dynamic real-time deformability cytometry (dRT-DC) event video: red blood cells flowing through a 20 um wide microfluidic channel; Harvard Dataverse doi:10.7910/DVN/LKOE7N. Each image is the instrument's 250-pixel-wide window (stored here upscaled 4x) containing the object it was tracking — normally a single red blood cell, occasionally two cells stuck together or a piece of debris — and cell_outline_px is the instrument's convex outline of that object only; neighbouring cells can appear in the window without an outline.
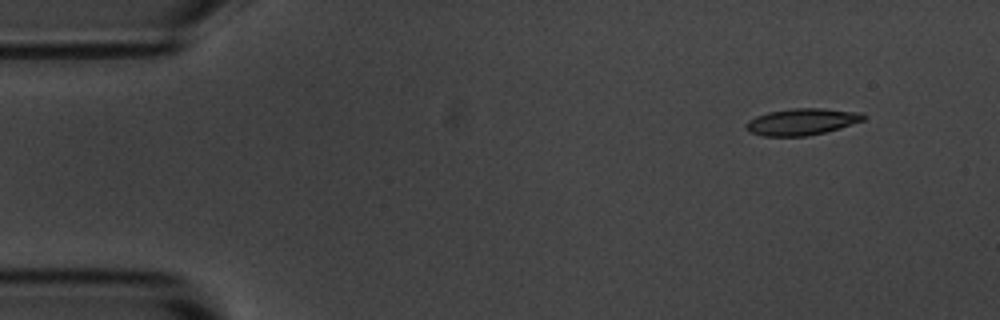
{"species": "common noctule bat (a hibernating species)", "species_latin": "Nyctalus noctula", "temperature_condition": "room temperature", "stored_images_in_passage": 5, "camera_frame_rate_fps": 3000, "um_per_image_px": 0.085, "animal": {"sex": "male", "body_mass_g": 20.1, "forearm_length_mm": 53.5}, "frame": {"image": 1, "passage_image": 1, "time_ms": 0.0, "image_size_px": [1000, 320], "cell_outline_px": [[864, 120], [840, 128], [808, 136], [764, 136], [748, 132], [744, 128], [744, 124], [748, 120], [756, 116], [768, 112], [792, 108], [820, 108], [860, 112], [864, 116]], "centroid_in_image_um": [68.09, 10.35], "position_along_channel_um": 16.9, "area_um2": 18.26}}
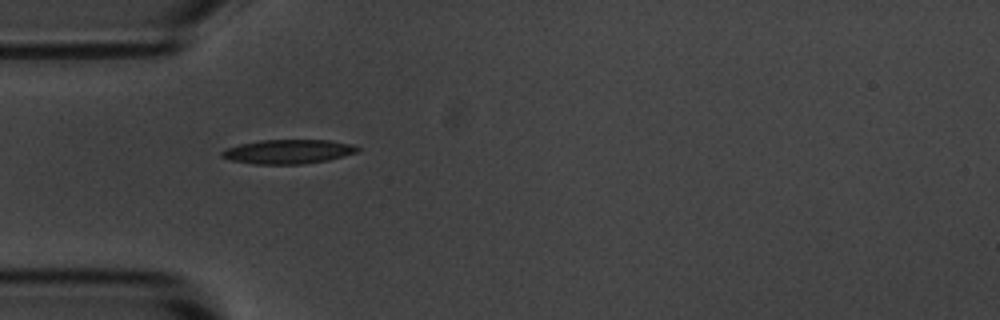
{"frame": {"image": 2, "passage_image": 4, "time_ms": 3.667, "image_size_px": [1000, 320], "cell_outline_px": [[360, 152], [328, 160], [300, 164], [252, 164], [228, 160], [220, 156], [220, 152], [224, 148], [240, 144], [260, 140], [328, 140], [348, 144], [360, 148]], "centroid_in_image_um": [24.43, 12.89], "position_along_channel_um": 60.6, "area_um2": 19.25}}